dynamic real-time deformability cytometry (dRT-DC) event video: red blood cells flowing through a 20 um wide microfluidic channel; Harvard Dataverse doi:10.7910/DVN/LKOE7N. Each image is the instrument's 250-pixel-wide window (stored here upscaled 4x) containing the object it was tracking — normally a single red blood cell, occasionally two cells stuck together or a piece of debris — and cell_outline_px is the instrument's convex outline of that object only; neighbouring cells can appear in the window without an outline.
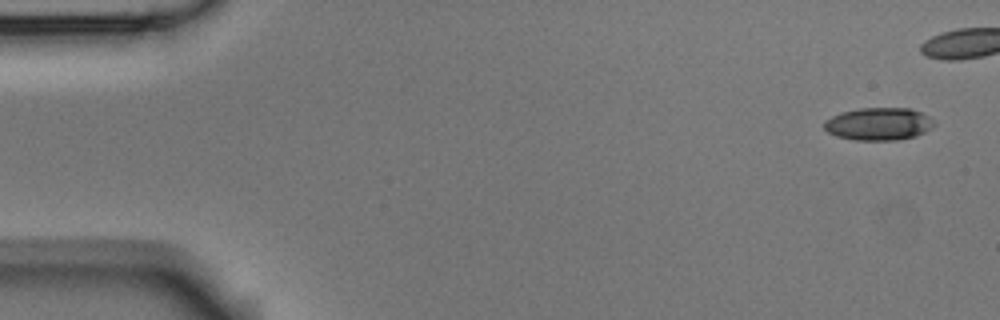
{"species": "Egyptian fruit bat (a non-hibernating species)", "species_latin": "Rousettus aegyptiacus", "temperature_condition": "room temperature", "stored_images_in_passage": 6, "segment_of_instrument_passage": [2, 2], "camera_frame_rate_fps": 3000, "um_per_image_px": 0.085, "animal": {"sex": "male"}, "frame": {"image": 1, "passage_image": 6, "time_ms": 1.667, "image_size_px": [1000, 320], "cell_outline_px": [[936, 124], [924, 132], [916, 136], [896, 140], [856, 140], [836, 136], [828, 132], [824, 128], [824, 120], [840, 112], [860, 108], [912, 108], [928, 116]], "centroid_in_image_um": [74.67, 10.53], "position_along_channel_um": 10.3, "area_um2": 20.92}}